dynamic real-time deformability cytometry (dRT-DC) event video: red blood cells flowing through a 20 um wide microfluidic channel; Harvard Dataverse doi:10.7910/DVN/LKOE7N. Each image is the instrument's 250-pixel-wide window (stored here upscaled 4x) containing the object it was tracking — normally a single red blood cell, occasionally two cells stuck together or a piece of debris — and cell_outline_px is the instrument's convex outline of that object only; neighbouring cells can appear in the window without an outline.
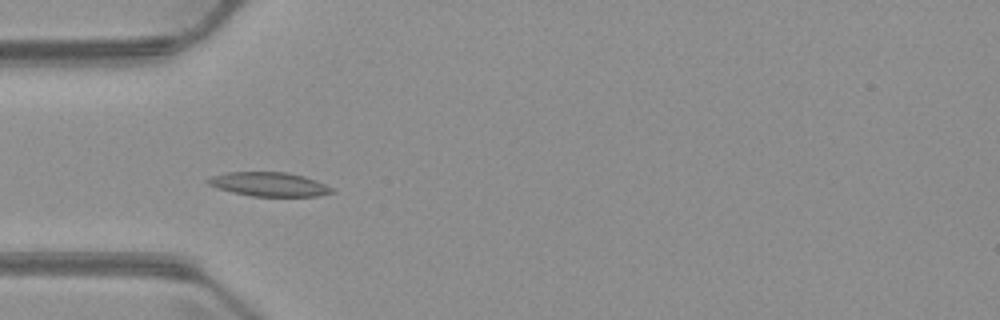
{"species": "common noctule bat (a hibernating species)", "species_latin": "Nyctalus noctula", "temperature_condition": "warm", "stored_images_in_passage": 6, "camera_frame_rate_fps": 3000, "um_per_image_px": 0.085, "animal": {"sex": "male", "body_mass_g": 23.1, "forearm_length_mm": 52.7}, "frame": {"image": 1, "passage_image": 4, "time_ms": 3.667, "image_size_px": [1000, 320], "cell_outline_px": [[336, 192], [316, 196], [252, 196], [232, 192], [216, 188], [208, 184], [204, 180], [212, 176], [228, 172], [284, 172], [304, 176], [316, 180], [336, 188]], "centroid_in_image_um": [22.9, 15.66], "position_along_channel_um": 62.1, "area_um2": 17.51}}
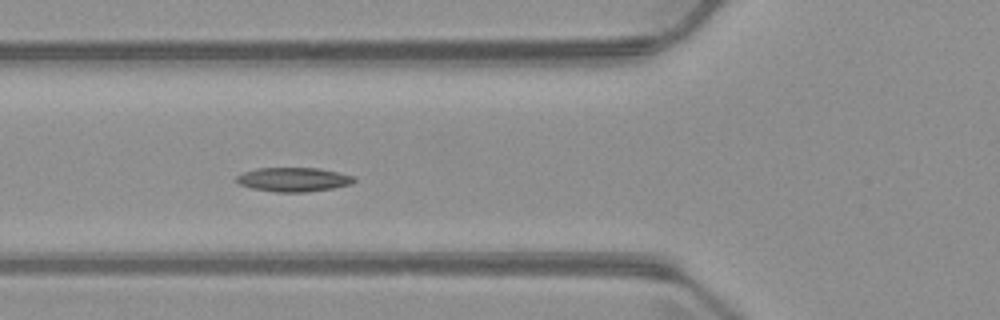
{"frame": {"image": 2, "passage_image": 5, "time_ms": 4.667, "image_size_px": [1000, 320], "cell_outline_px": [[356, 180], [352, 184], [332, 188], [308, 192], [276, 192], [252, 188], [240, 184], [236, 180], [236, 176], [244, 172], [256, 168], [320, 168], [340, 172], [352, 176]], "centroid_in_image_um": [24.97, 15.25], "position_along_channel_um": 100.8, "area_um2": 16.53}}
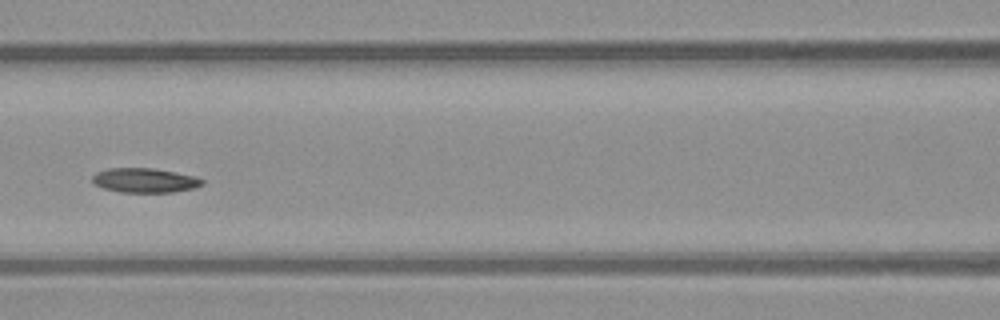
{"frame": {"image": 3, "passage_image": 6, "time_ms": 6.0, "image_size_px": [1000, 320], "cell_outline_px": [[204, 184], [196, 188], [172, 192], [120, 192], [104, 188], [92, 184], [92, 176], [96, 172], [108, 168], [152, 168], [176, 172], [196, 176], [204, 180]], "centroid_in_image_um": [12.31, 15.33], "position_along_channel_um": 154.3, "area_um2": 15.84}}